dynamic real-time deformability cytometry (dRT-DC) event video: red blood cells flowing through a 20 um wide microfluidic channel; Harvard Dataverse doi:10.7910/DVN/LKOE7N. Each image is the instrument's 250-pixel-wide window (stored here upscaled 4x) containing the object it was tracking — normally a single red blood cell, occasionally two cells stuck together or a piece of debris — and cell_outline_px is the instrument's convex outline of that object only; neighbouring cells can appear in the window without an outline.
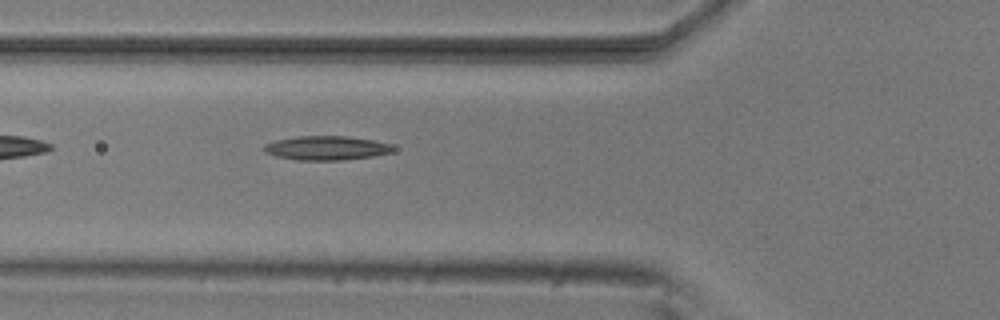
{"species": "common noctule bat (a hibernating species)", "species_latin": "Nyctalus noctula", "temperature_condition": "room temperature", "stored_images_in_passage": 6, "camera_frame_rate_fps": 3000, "um_per_image_px": 0.085, "animal": {"sex": "male", "body_mass_g": 20.5, "forearm_length_mm": 52.5}, "frame": {"image": 1, "passage_image": 6, "time_ms": 1.667, "image_size_px": [1000, 320], "cell_outline_px": [[396, 148], [392, 152], [372, 156], [340, 160], [296, 160], [276, 156], [264, 152], [264, 144], [276, 140], [296, 136], [348, 136], [372, 140], [388, 144]], "centroid_in_image_um": [27.71, 12.58], "position_along_channel_um": 98.1, "area_um2": 18.03}}